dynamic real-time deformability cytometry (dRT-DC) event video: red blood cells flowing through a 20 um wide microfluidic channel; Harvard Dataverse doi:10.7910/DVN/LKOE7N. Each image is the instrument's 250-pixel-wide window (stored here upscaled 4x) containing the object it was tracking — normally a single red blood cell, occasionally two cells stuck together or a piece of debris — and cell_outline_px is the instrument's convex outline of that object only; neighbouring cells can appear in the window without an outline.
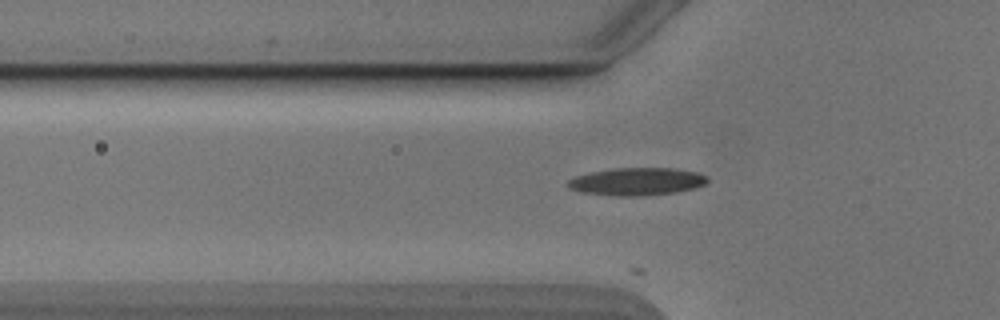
{"species": "Egyptian fruit bat (a non-hibernating species)", "species_latin": "Rousettus aegyptiacus", "temperature_condition": "cold", "stored_images_in_passage": 9, "camera_frame_rate_fps": 3000, "um_per_image_px": 0.085, "animal": {"sex": "male"}, "frame": {"image": 1, "passage_image": 4, "time_ms": 1.0, "image_size_px": [1000, 320], "cell_outline_px": [[708, 180], [704, 184], [696, 188], [676, 192], [648, 196], [616, 196], [580, 192], [568, 188], [568, 180], [576, 176], [588, 172], [612, 168], [672, 168], [696, 172], [704, 176]], "centroid_in_image_um": [54.09, 15.44], "position_along_channel_um": 71.7, "area_um2": 22.6}}
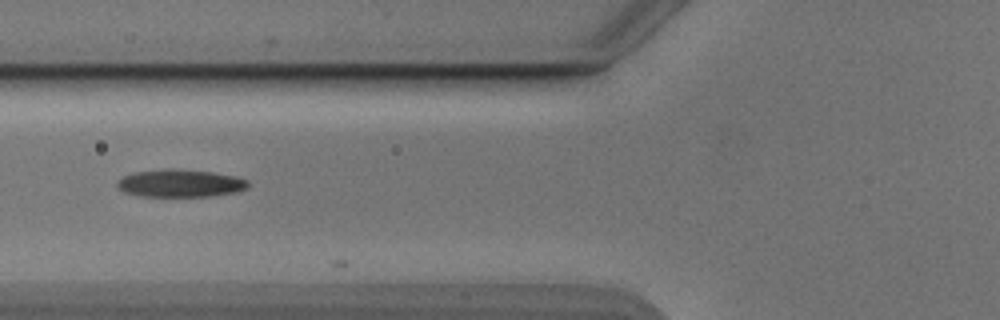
{"frame": {"image": 2, "passage_image": 7, "time_ms": 2.0, "image_size_px": [1000, 320], "cell_outline_px": [[248, 184], [244, 188], [236, 192], [212, 196], [140, 196], [124, 192], [116, 184], [124, 176], [132, 172], [172, 168], [212, 172], [232, 176], [248, 180]], "centroid_in_image_um": [15.29, 15.57], "position_along_channel_um": 110.5, "area_um2": 20.81}}